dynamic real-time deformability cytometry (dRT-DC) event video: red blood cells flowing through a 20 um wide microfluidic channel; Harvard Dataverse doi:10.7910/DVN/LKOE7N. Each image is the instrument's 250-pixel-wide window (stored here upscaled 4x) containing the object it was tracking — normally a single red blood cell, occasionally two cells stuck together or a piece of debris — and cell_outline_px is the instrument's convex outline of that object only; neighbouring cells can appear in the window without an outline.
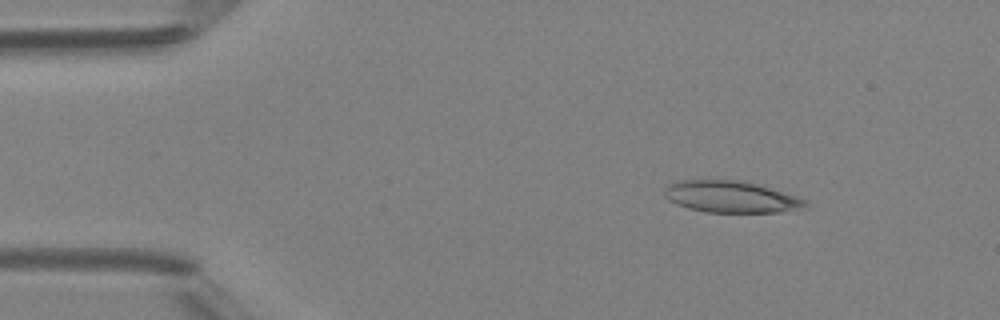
{"species": "Egyptian fruit bat (a non-hibernating species)", "species_latin": "Rousettus aegyptiacus", "temperature_condition": "room temperature", "stored_images_in_passage": 3, "camera_frame_rate_fps": 3000, "um_per_image_px": 0.085, "animal": {"sex": "female"}, "frame": {"image": 1, "passage_image": 2, "time_ms": 1.0, "image_size_px": [1000, 320], "cell_outline_px": [[808, 204], [780, 212], [704, 212], [688, 208], [676, 204], [668, 200], [664, 196], [664, 188], [668, 184], [680, 180], [744, 180], [796, 196], [808, 200]], "centroid_in_image_um": [62.05, 16.72], "position_along_channel_um": 23.0, "area_um2": 25.84}}